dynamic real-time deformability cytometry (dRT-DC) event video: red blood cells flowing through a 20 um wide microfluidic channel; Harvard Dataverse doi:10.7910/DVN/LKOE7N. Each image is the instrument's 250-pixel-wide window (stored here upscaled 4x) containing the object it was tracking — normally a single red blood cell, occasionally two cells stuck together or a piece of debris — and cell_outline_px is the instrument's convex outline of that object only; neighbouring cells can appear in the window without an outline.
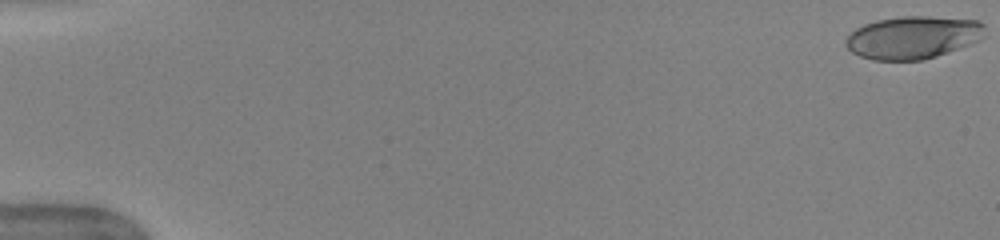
{"species": "human", "species_latin": "Homo sapiens", "temperature_condition": "warm", "stored_images_in_passage": 52, "camera_frame_rate_fps": 3000, "um_per_image_px": 0.085, "donor": {"sex": "female"}, "frame": {"image": 1, "passage_image": 1, "time_ms": 0.0, "image_size_px": [1000, 240], "cell_outline_px": [[984, 36], [980, 40], [972, 44], [924, 60], [872, 60], [860, 56], [852, 52], [844, 44], [844, 40], [856, 28], [864, 24], [876, 20], [904, 16], [928, 16], [976, 20], [984, 24]], "centroid_in_image_um": [77.6, 3.18], "position_along_channel_um": 7.4, "area_um2": 34.74}}
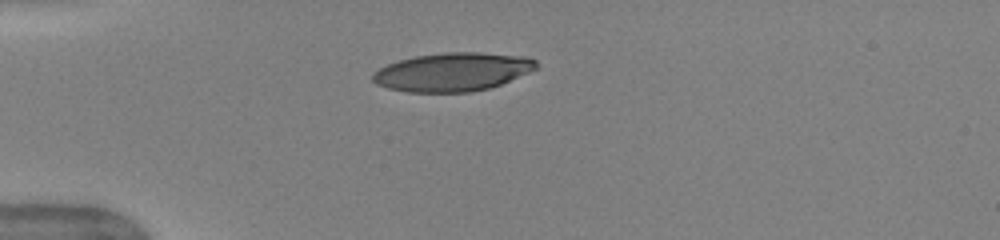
{"frame": {"image": 2, "passage_image": 15, "time_ms": 4.667, "image_size_px": [1000, 240], "cell_outline_px": [[536, 68], [528, 72], [500, 84], [488, 88], [472, 92], [408, 92], [388, 88], [376, 84], [372, 80], [372, 72], [388, 64], [400, 60], [416, 56], [444, 52], [480, 52], [524, 56], [536, 60]], "centroid_in_image_um": [38.44, 6.11], "position_along_channel_um": 46.6, "area_um2": 36.47}}
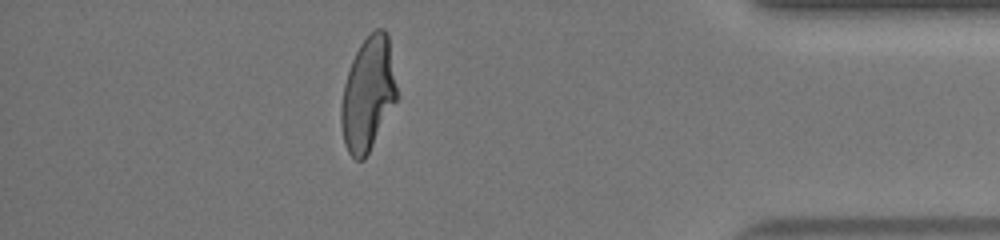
{"frame": {"image": 3, "passage_image": 46, "time_ms": 15.0, "image_size_px": [1000, 240], "cell_outline_px": [[400, 96], [364, 160], [356, 160], [348, 152], [344, 144], [340, 124], [340, 108], [344, 84], [352, 60], [360, 44], [376, 28], [384, 28], [388, 32]], "centroid_in_image_um": [31.31, 7.98], "position_along_channel_um": 403.9, "area_um2": 37.57}, "authors_computed_cell_mechanics": {"area_um2": 37.4833, "velocity_mm_per_s": 4.0258, "shape_relaxation_time_tau1_ms": 6.0815, "shape_relaxation_time_tau2_ms": 0.8971, "deformation_change_tau1": 0.2659, "deformation_change_tau2": 0.0883}}